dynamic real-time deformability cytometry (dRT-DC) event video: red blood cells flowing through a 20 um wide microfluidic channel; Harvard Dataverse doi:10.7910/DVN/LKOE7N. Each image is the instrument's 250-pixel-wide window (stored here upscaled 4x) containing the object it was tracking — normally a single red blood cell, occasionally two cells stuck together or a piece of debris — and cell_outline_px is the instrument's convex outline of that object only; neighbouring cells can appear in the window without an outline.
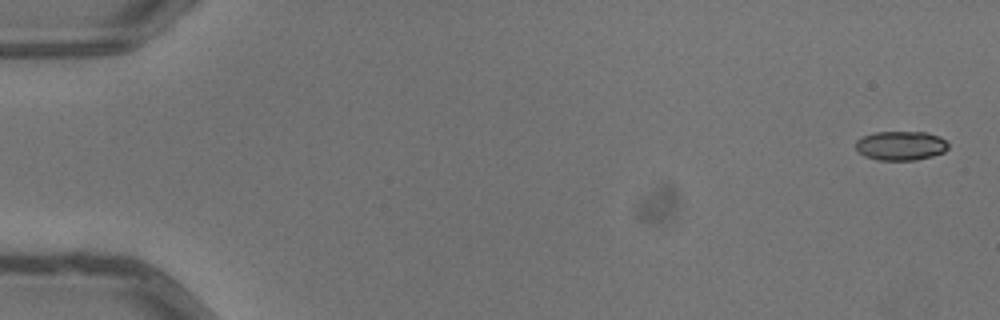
{"species": "common noctule bat (a hibernating species)", "species_latin": "Nyctalus noctula", "temperature_condition": "warm", "stored_images_in_passage": 6, "camera_frame_rate_fps": 3000, "um_per_image_px": 0.085, "animal": {"sex": "male", "body_mass_g": 13.3}, "frame": {"image": 1, "passage_image": 1, "time_ms": 0.0, "image_size_px": [1000, 320], "cell_outline_px": [[948, 148], [944, 152], [932, 156], [916, 160], [876, 160], [864, 156], [856, 148], [856, 140], [872, 132], [928, 132], [940, 136], [948, 144]], "centroid_in_image_um": [76.57, 12.38], "position_along_channel_um": 8.4, "area_um2": 15.84}}